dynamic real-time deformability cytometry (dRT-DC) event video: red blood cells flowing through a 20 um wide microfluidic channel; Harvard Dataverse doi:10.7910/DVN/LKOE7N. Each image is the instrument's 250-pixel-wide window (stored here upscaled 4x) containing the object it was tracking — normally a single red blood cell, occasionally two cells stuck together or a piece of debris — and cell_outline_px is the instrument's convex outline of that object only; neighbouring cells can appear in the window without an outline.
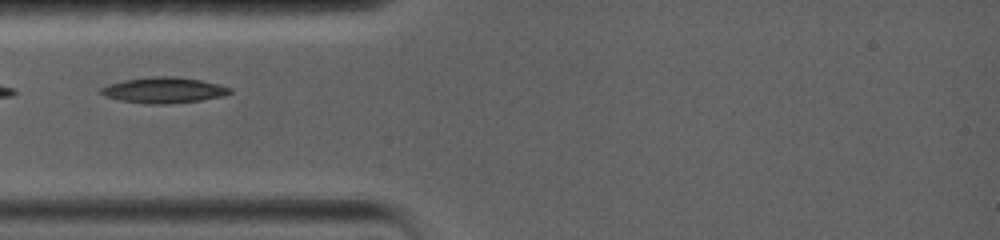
{"species": "common noctule bat (a hibernating species)", "species_latin": "Nyctalus noctula", "temperature_condition": "warm", "stored_images_in_passage": 33, "camera_frame_rate_fps": 5000, "um_per_image_px": 0.085, "animal": {"sex": "female", "body_mass_g": 19.0, "forearm_length_mm": 56.7}, "frame": {"image": 1, "passage_image": 1, "time_ms": 0.0, "image_size_px": [1000, 240], "cell_outline_px": [[232, 92], [224, 96], [200, 100], [168, 104], [144, 104], [120, 100], [104, 96], [100, 92], [100, 88], [108, 84], [124, 80], [148, 76], [172, 76], [200, 80], [232, 88]], "centroid_in_image_um": [13.89, 7.66], "position_along_channel_um": 71.1, "area_um2": 19.42}}